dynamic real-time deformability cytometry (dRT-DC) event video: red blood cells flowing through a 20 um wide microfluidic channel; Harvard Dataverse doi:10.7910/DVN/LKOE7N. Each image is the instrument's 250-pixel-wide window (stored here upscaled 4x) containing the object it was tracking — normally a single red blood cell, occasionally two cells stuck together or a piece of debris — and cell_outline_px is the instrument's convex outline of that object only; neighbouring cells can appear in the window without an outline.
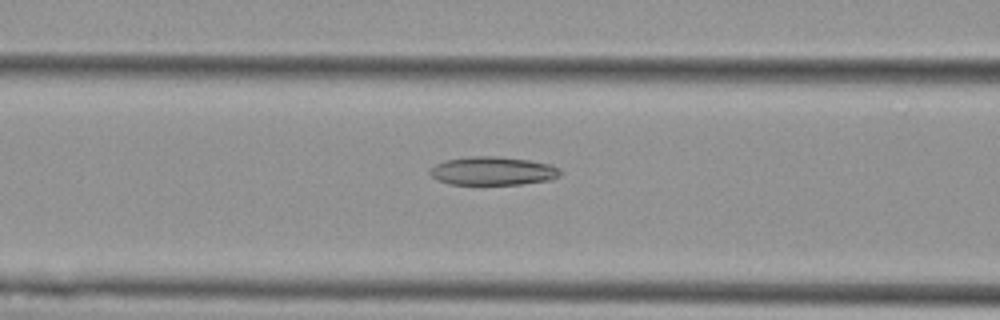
{"species": "Egyptian fruit bat (a non-hibernating species)", "species_latin": "Rousettus aegyptiacus", "temperature_condition": "cold", "stored_images_in_passage": 54, "camera_frame_rate_fps": 3000, "um_per_image_px": 0.085, "animal": {"sex": "female"}, "frame": {"image": 1, "passage_image": 22, "time_ms": 7.0, "image_size_px": [1000, 320], "cell_outline_px": [[564, 172], [560, 176], [552, 180], [520, 184], [448, 184], [436, 180], [428, 172], [428, 168], [444, 160], [472, 156], [496, 156], [528, 160], [552, 164], [560, 168]], "centroid_in_image_um": [41.9, 14.53], "position_along_channel_um": 124.7, "area_um2": 21.96}}
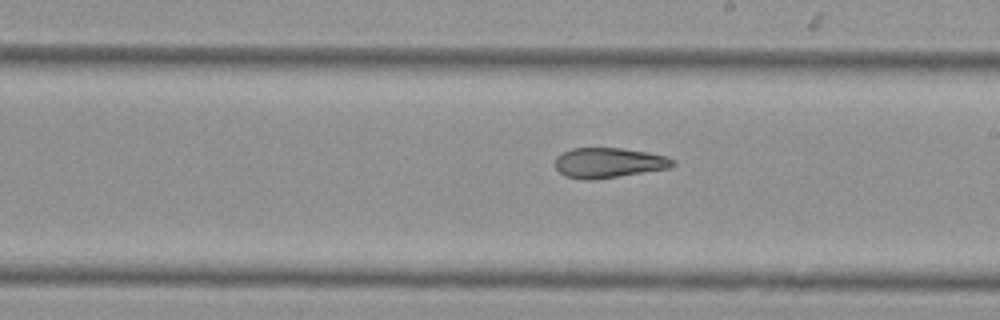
{"frame": {"image": 2, "passage_image": 31, "time_ms": 10.0, "image_size_px": [1000, 320], "cell_outline_px": [[676, 164], [672, 168], [592, 180], [584, 180], [564, 176], [556, 168], [556, 156], [572, 148], [620, 148], [648, 152], [668, 156], [676, 160]], "centroid_in_image_um": [51.79, 13.84], "position_along_channel_um": 237.2, "area_um2": 20.81}}
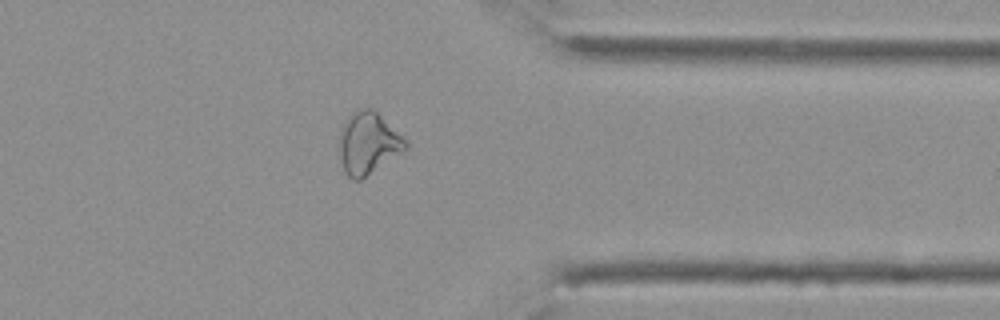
{"frame": {"image": 3, "passage_image": 43, "time_ms": 14.0, "image_size_px": [1000, 320], "cell_outline_px": [[408, 148], [360, 180], [352, 180], [344, 172], [340, 156], [340, 132], [344, 120], [356, 108], [372, 108], [408, 144]], "centroid_in_image_um": [31.24, 12.17], "position_along_channel_um": 380.2, "area_um2": 23.41}, "authors_computed_cell_mechanics": {"area_um2": 24.7673, "velocity_mm_per_s": 3.7671, "shape_relaxation_time_tau1_ms": null, "shape_relaxation_time_tau2_ms": 3.897, "deformation_change_tau1": null, "deformation_change_tau2": 0.1213}}